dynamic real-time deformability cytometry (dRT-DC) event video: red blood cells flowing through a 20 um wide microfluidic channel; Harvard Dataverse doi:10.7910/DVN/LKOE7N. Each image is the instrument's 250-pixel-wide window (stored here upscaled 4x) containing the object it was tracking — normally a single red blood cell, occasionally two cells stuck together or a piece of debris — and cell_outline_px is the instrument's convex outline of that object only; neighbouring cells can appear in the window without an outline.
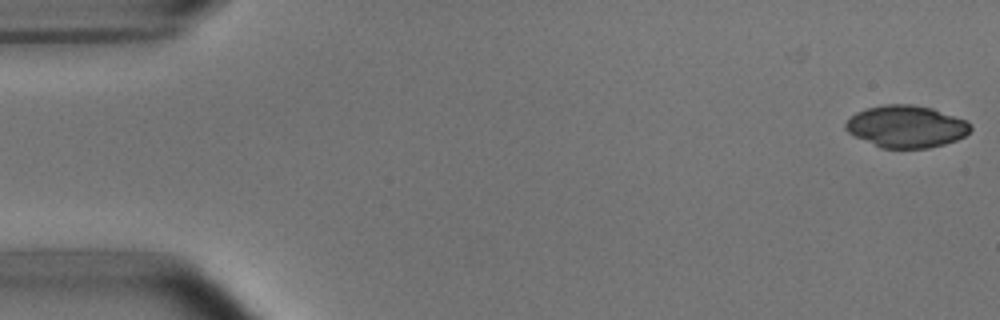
{"species": "common noctule bat (a hibernating species)", "species_latin": "Nyctalus noctula", "temperature_condition": "room temperature", "stored_images_in_passage": 15, "camera_frame_rate_fps": 3000, "um_per_image_px": 0.085, "animal": {"sex": "male", "body_mass_g": 15.6}, "frame": {"image": 1, "passage_image": 1, "time_ms": 0.0, "image_size_px": [1000, 320], "cell_outline_px": [[972, 128], [964, 136], [956, 140], [944, 144], [928, 148], [884, 148], [856, 136], [848, 132], [844, 128], [844, 124], [856, 112], [868, 108], [888, 104], [912, 104], [932, 108], [968, 120], [972, 124]], "centroid_in_image_um": [77.08, 10.74], "position_along_channel_um": 7.9, "area_um2": 30.46}}
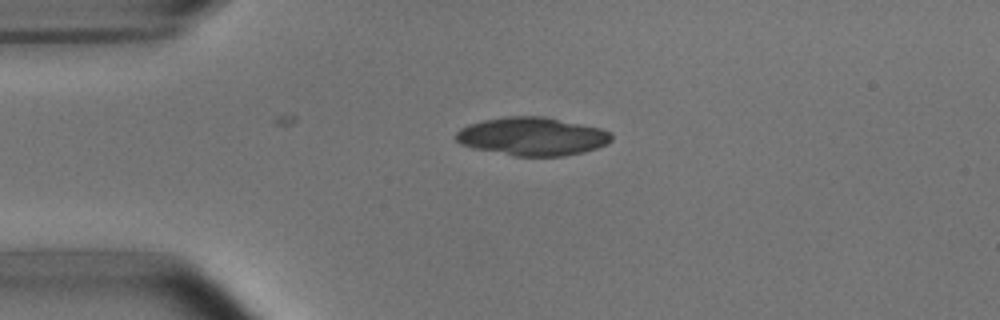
{"frame": {"image": 2, "passage_image": 12, "time_ms": 3.667, "image_size_px": [1000, 320], "cell_outline_px": [[612, 140], [608, 144], [584, 152], [564, 156], [512, 156], [472, 148], [460, 144], [456, 140], [456, 132], [460, 128], [468, 124], [484, 120], [504, 116], [544, 116], [600, 128], [612, 132]], "centroid_in_image_um": [45.24, 11.6], "position_along_channel_um": 39.8, "area_um2": 34.97}}